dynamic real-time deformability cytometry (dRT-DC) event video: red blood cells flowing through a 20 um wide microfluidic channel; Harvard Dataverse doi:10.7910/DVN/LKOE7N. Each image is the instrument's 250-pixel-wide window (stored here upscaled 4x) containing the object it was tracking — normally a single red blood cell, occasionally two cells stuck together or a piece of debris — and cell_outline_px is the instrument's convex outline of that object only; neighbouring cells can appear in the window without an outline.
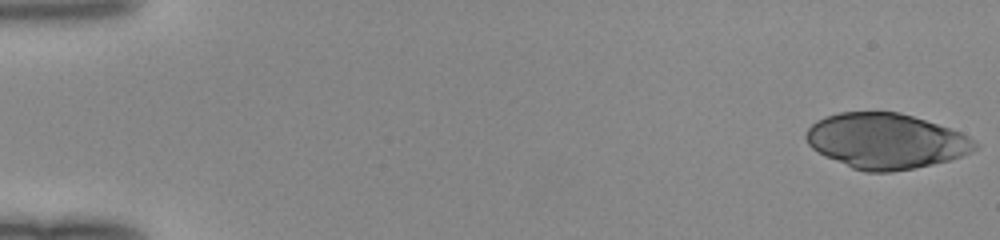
{"species": "human", "species_latin": "Homo sapiens", "temperature_condition": "room temperature", "stored_images_in_passage": 25, "camera_frame_rate_fps": 3000, "um_per_image_px": 0.085, "donor": {"sex": "female"}, "frame": {"image": 1, "passage_image": 1, "time_ms": 0.0, "image_size_px": [1000, 240], "cell_outline_px": [[980, 148], [972, 152], [948, 160], [932, 164], [892, 172], [864, 172], [852, 168], [824, 156], [812, 148], [808, 144], [804, 136], [804, 132], [816, 120], [824, 116], [840, 112], [900, 112], [960, 132], [976, 140], [980, 144]], "centroid_in_image_um": [75.28, 11.99], "position_along_channel_um": 9.7, "area_um2": 54.56}}